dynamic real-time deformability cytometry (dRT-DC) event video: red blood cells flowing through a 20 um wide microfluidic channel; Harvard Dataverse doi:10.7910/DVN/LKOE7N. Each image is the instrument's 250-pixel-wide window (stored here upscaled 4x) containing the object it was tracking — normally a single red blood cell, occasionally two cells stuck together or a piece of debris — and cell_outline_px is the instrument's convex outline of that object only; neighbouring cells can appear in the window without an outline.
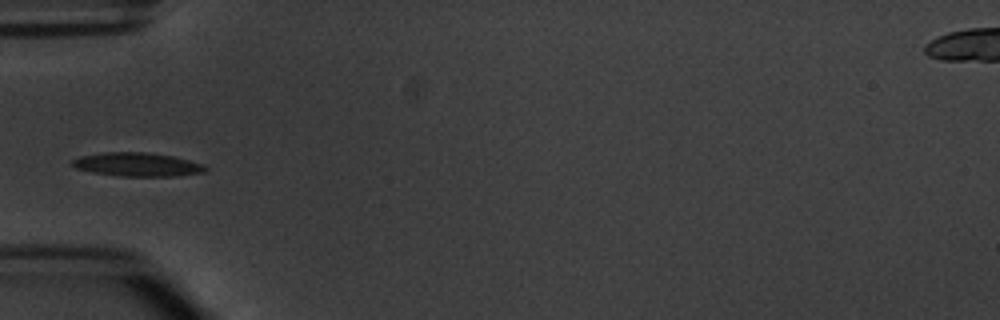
{"species": "common noctule bat (a hibernating species)", "species_latin": "Nyctalus noctula", "temperature_condition": "warm", "stored_images_in_passage": 6, "camera_frame_rate_fps": 3000, "um_per_image_px": 0.085, "animal": {"sex": "male", "body_mass_g": 20.1, "forearm_length_mm": 53.5}, "frame": {"image": 1, "passage_image": 5, "time_ms": 4.667, "image_size_px": [1000, 320], "cell_outline_px": [[208, 168], [204, 172], [176, 176], [120, 176], [92, 172], [76, 168], [72, 164], [72, 160], [80, 156], [104, 152], [144, 152], [172, 156], [204, 164]], "centroid_in_image_um": [11.67, 13.98], "position_along_channel_um": 73.3, "area_um2": 18.26}}